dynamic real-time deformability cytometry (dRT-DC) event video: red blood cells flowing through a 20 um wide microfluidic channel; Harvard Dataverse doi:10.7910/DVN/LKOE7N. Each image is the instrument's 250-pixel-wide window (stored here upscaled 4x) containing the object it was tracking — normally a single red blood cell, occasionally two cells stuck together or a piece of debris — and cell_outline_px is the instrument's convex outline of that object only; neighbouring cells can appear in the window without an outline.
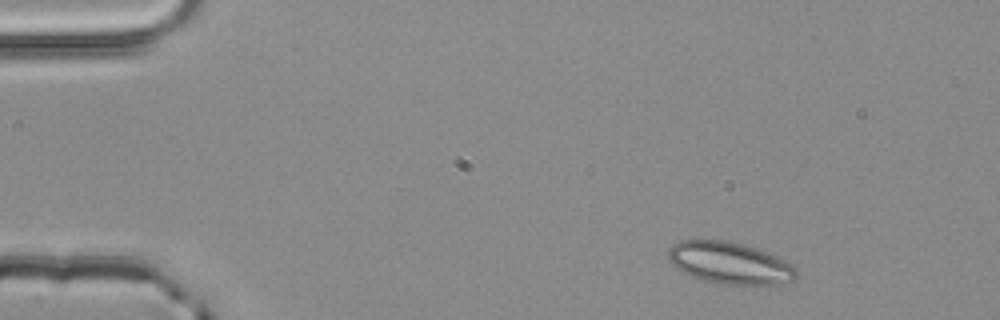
{"species": "common noctule bat (a hibernating species)", "species_latin": "Nyctalus noctula", "temperature_condition": "room temperature", "stored_images_in_passage": 4, "camera_frame_rate_fps": 3000, "um_per_image_px": 0.085, "animal": {"sex": "male", "body_mass_g": 20.4}, "frame": {"image": 1, "passage_image": 4, "time_ms": 1.0, "image_size_px": [1000, 320], "cell_outline_px": [[796, 276], [792, 280], [776, 284], [724, 284], [704, 280], [692, 276], [676, 268], [668, 260], [668, 248], [672, 244], [684, 240], [724, 240], [744, 244], [768, 252], [784, 260], [796, 268]], "centroid_in_image_um": [61.99, 22.34], "position_along_channel_um": 23.0, "area_um2": 30.98}}